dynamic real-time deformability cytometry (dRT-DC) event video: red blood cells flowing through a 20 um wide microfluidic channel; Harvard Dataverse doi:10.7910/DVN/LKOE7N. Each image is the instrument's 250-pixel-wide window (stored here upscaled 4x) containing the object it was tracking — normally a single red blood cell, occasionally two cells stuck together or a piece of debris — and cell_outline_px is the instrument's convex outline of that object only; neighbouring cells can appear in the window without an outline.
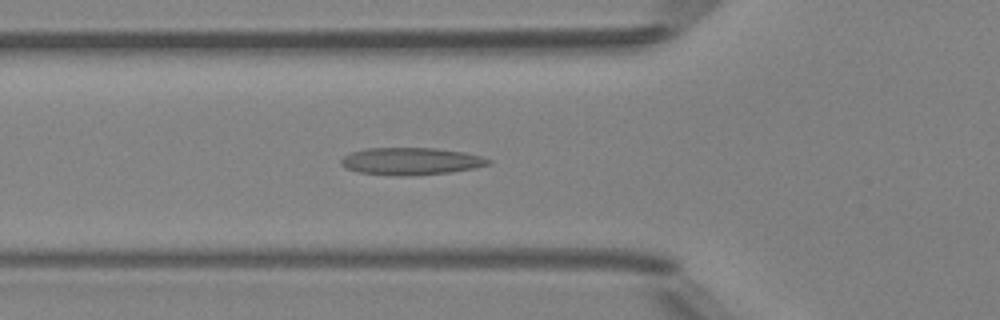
{"species": "Egyptian fruit bat (a non-hibernating species)", "species_latin": "Rousettus aegyptiacus", "temperature_condition": "room temperature", "stored_images_in_passage": 49, "camera_frame_rate_fps": 3000, "um_per_image_px": 0.085, "animal": {"sex": "female"}, "frame": {"image": 1, "passage_image": 18, "time_ms": 5.667, "image_size_px": [1000, 320], "cell_outline_px": [[492, 164], [472, 168], [448, 172], [400, 176], [396, 176], [360, 172], [348, 168], [340, 164], [340, 160], [344, 156], [352, 152], [368, 148], [436, 148], [464, 152], [480, 156], [492, 160]], "centroid_in_image_um": [34.94, 13.69], "position_along_channel_um": 90.9, "area_um2": 23.12}}
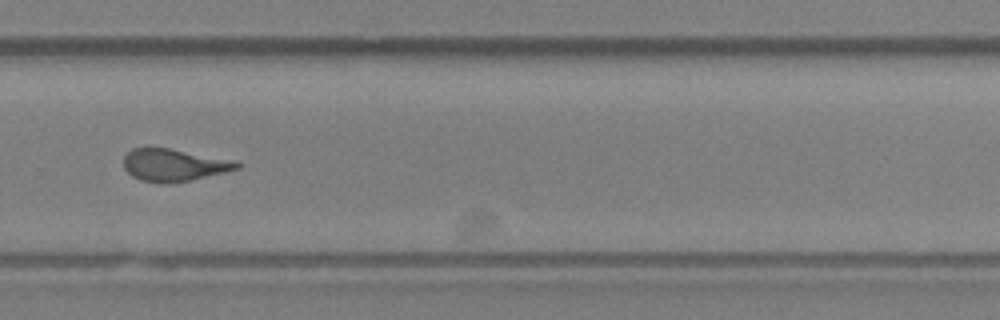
{"frame": {"image": 2, "passage_image": 34, "time_ms": 11.0, "image_size_px": [1000, 320], "cell_outline_px": [[240, 168], [224, 172], [188, 180], [140, 180], [132, 176], [124, 168], [124, 156], [132, 148], [168, 148], [236, 160], [240, 164]], "centroid_in_image_um": [14.8, 13.98], "position_along_channel_um": 315.0, "area_um2": 20.46}}
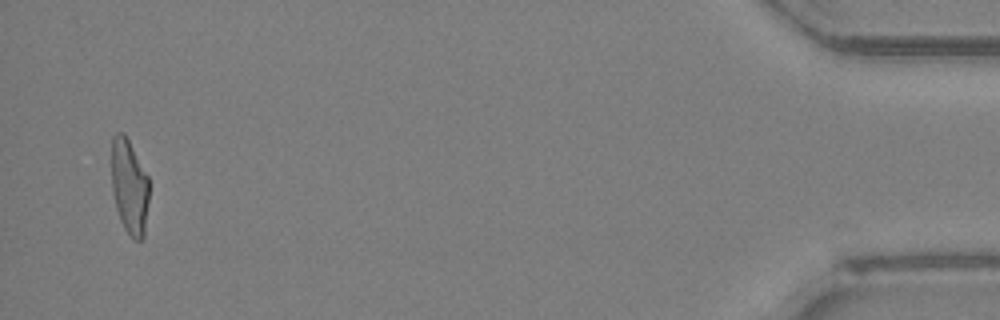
{"frame": {"image": 3, "passage_image": 48, "time_ms": 15.667, "image_size_px": [1000, 320], "cell_outline_px": [[148, 200], [144, 236], [140, 240], [136, 240], [124, 228], [120, 220], [116, 208], [112, 192], [112, 136], [116, 132], [124, 132], [148, 176]], "centroid_in_image_um": [10.98, 15.84], "position_along_channel_um": 424.2, "area_um2": 20.63}, "authors_computed_cell_mechanics": {"area_um2": 21.7328, "velocity_mm_per_s": 4.219, "shape_relaxation_time_tau1_ms": null, "shape_relaxation_time_tau2_ms": 1.5227, "deformation_change_tau1": null, "deformation_change_tau2": 0.1154}}